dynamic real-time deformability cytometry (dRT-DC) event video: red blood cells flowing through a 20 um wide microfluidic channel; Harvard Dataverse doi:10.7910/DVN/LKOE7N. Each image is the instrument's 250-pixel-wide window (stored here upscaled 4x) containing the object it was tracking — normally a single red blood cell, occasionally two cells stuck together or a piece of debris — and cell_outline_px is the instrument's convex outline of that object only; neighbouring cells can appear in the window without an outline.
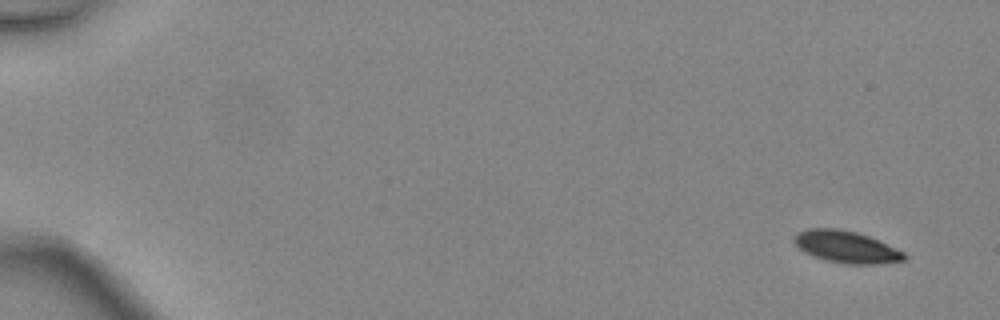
{"species": "common noctule bat (a hibernating species)", "species_latin": "Nyctalus noctula", "temperature_condition": "warm", "stored_images_in_passage": 6, "camera_frame_rate_fps": 3000, "um_per_image_px": 0.085, "animal": {"sex": "female", "body_mass_g": 24.6, "forearm_length_mm": 56.2}, "frame": {"image": 1, "passage_image": 1, "time_ms": 0.0, "image_size_px": [1000, 320], "cell_outline_px": [[904, 260], [876, 264], [848, 264], [824, 260], [812, 256], [804, 252], [792, 240], [792, 236], [796, 232], [808, 228], [836, 228], [856, 232], [868, 236], [904, 252]], "centroid_in_image_um": [71.85, 20.98], "position_along_channel_um": 13.2, "area_um2": 20.4}}
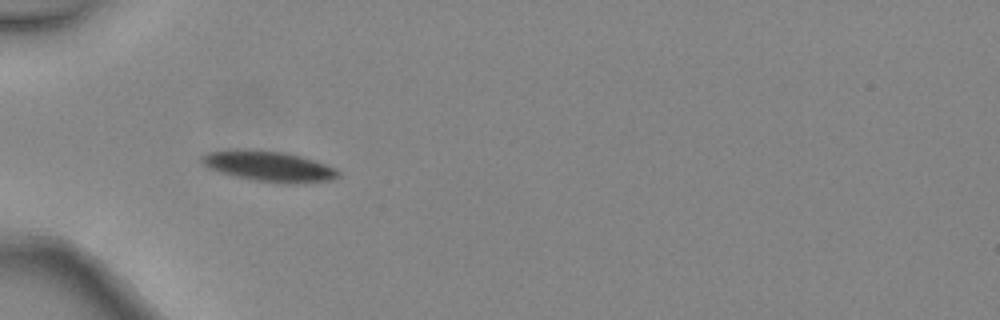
{"frame": {"image": 2, "passage_image": 5, "time_ms": 1.333, "image_size_px": [1000, 320], "cell_outline_px": [[340, 176], [332, 180], [292, 184], [256, 180], [236, 176], [220, 172], [208, 168], [200, 160], [200, 156], [208, 152], [284, 152], [300, 156], [336, 168], [340, 172]], "centroid_in_image_um": [22.94, 14.18], "position_along_channel_um": 62.1, "area_um2": 23.06}}
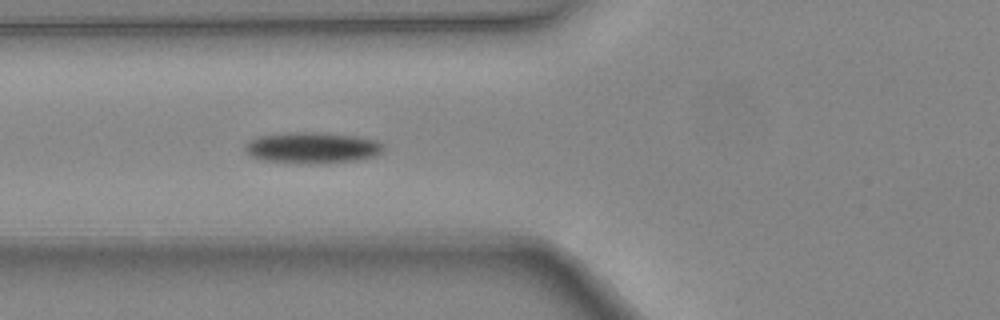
{"frame": {"image": 3, "passage_image": 6, "time_ms": 1.667, "image_size_px": [1000, 320], "cell_outline_px": [[384, 152], [376, 156], [356, 160], [320, 164], [308, 164], [260, 160], [248, 156], [244, 148], [244, 144], [248, 140], [260, 136], [288, 132], [316, 132], [356, 136], [376, 140], [384, 144]], "centroid_in_image_um": [26.52, 12.57], "position_along_channel_um": 99.3, "area_um2": 25.61}}